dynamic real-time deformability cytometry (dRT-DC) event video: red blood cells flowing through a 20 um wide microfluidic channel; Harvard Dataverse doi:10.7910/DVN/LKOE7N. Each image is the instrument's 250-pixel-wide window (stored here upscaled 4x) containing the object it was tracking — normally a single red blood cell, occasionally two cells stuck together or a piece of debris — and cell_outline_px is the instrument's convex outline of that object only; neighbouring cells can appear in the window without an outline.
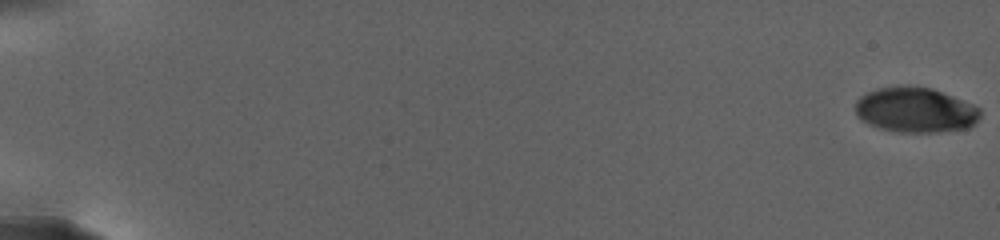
{"species": "human", "species_latin": "Homo sapiens", "temperature_condition": "warm", "stored_images_in_passage": 24, "camera_frame_rate_fps": 3000, "um_per_image_px": 0.085, "donor": {"sex": "female"}, "frame": {"image": 1, "passage_image": 1, "time_ms": 0.0, "image_size_px": [1000, 240], "cell_outline_px": [[980, 116], [968, 128], [940, 132], [896, 132], [880, 128], [868, 124], [860, 120], [856, 116], [856, 100], [860, 96], [876, 88], [896, 84], [908, 84], [932, 88], [972, 104], [980, 108]], "centroid_in_image_um": [77.76, 9.32], "position_along_channel_um": 7.2, "area_um2": 33.29}}